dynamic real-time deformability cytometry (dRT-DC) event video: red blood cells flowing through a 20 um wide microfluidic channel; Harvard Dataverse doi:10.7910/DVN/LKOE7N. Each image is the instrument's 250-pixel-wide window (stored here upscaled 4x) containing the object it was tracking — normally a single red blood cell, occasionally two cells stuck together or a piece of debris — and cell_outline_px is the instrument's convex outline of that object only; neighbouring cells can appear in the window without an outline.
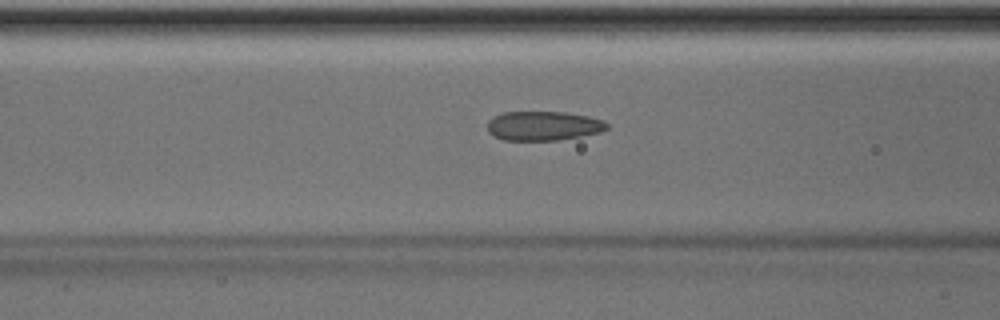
{"species": "Egyptian fruit bat (a non-hibernating species)", "species_latin": "Rousettus aegyptiacus", "temperature_condition": "room temperature", "stored_images_in_passage": 47, "camera_frame_rate_fps": 3000, "um_per_image_px": 0.085, "animal": {"sex": "male"}, "frame": {"image": 1, "passage_image": 17, "time_ms": 5.333, "image_size_px": [1000, 320], "cell_outline_px": [[608, 128], [600, 132], [580, 136], [556, 140], [504, 140], [492, 136], [488, 132], [488, 120], [492, 116], [504, 112], [564, 112], [588, 116], [604, 120], [608, 124]], "centroid_in_image_um": [46.16, 10.69], "position_along_channel_um": 120.4, "area_um2": 20.46}}
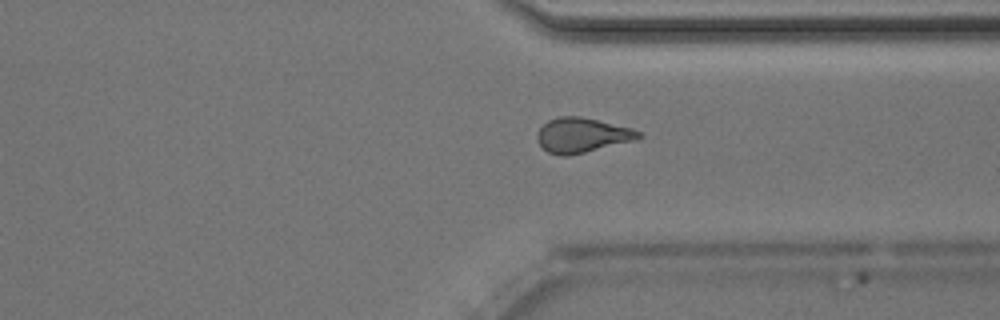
{"frame": {"image": 2, "passage_image": 35, "time_ms": 11.333, "image_size_px": [1000, 320], "cell_outline_px": [[644, 136], [636, 140], [568, 156], [560, 156], [548, 152], [536, 140], [536, 132], [548, 120], [560, 116], [580, 116], [632, 128], [640, 132]], "centroid_in_image_um": [49.47, 11.49], "position_along_channel_um": 361.9, "area_um2": 20.58}}
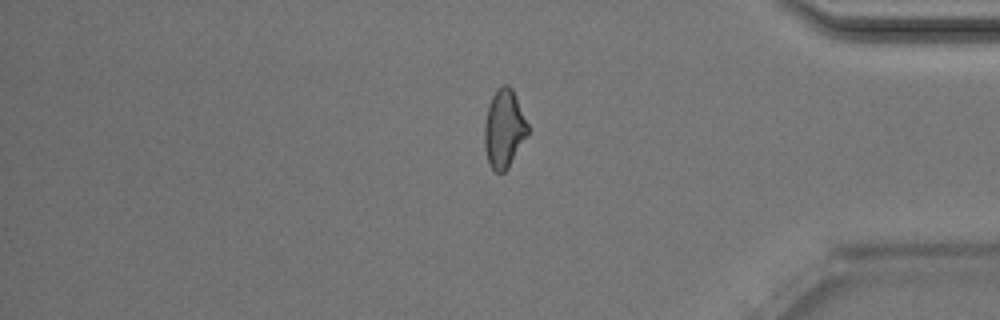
{"frame": {"image": 3, "passage_image": 39, "time_ms": 12.667, "image_size_px": [1000, 320], "cell_outline_px": [[528, 132], [508, 168], [504, 172], [496, 172], [488, 164], [484, 148], [484, 124], [488, 108], [492, 96], [504, 84], [508, 84], [512, 88], [528, 124]], "centroid_in_image_um": [42.82, 10.96], "position_along_channel_um": 392.4, "area_um2": 19.48}, "authors_computed_cell_mechanics": {"area_um2": 20.23, "velocity_mm_per_s": 4.0352, "shape_relaxation_time_tau1_ms": 7.5182, "shape_relaxation_time_tau2_ms": 1.4698, "deformation_change_tau1": 0.167, "deformation_change_tau2": 0.0811}}